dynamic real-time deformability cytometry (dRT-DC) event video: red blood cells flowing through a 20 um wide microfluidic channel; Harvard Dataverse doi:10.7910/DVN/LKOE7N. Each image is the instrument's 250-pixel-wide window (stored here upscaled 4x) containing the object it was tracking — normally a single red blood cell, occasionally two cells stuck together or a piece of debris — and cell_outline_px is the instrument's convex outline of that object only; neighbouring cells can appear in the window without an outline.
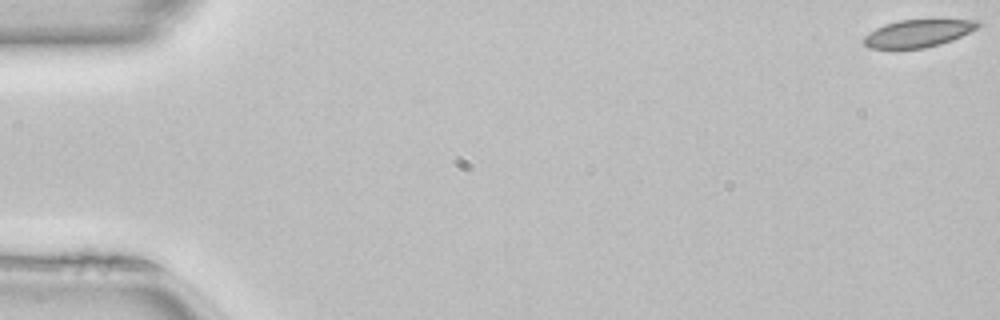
{"species": "common noctule bat (a hibernating species)", "species_latin": "Nyctalus noctula", "temperature_condition": "room temperature", "stored_images_in_passage": 15, "camera_frame_rate_fps": 3000, "um_per_image_px": 0.085, "animal": {"sex": "female", "body_mass_g": 22.7, "forearm_length_mm": 54.2}, "frame": {"image": 1, "passage_image": 1, "time_ms": 0.0, "image_size_px": [1000, 320], "cell_outline_px": [[984, 24], [952, 40], [940, 44], [924, 48], [868, 48], [864, 44], [864, 36], [868, 32], [884, 24], [900, 20], [980, 20]], "centroid_in_image_um": [78.03, 2.83], "position_along_channel_um": 7.0, "area_um2": 18.15}}
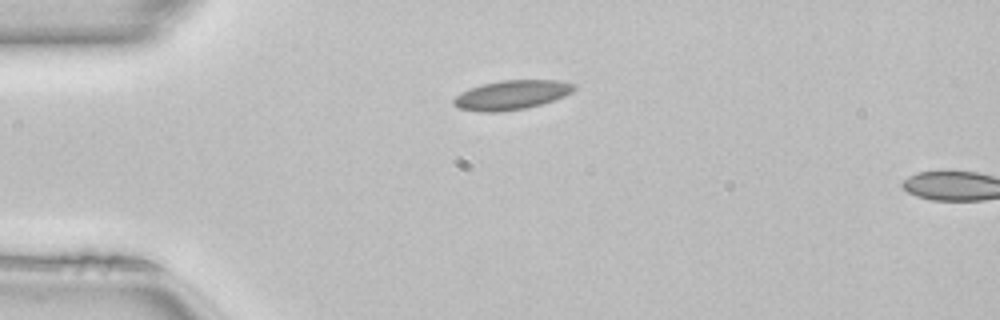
{"frame": {"image": 2, "passage_image": 13, "time_ms": 4.0, "image_size_px": [1000, 320], "cell_outline_px": [[576, 88], [572, 92], [564, 96], [528, 108], [500, 112], [480, 112], [460, 108], [452, 104], [452, 100], [456, 96], [472, 88], [484, 84], [500, 80], [560, 80], [576, 84]], "centroid_in_image_um": [43.52, 8.07], "position_along_channel_um": 41.5, "area_um2": 20.46}}